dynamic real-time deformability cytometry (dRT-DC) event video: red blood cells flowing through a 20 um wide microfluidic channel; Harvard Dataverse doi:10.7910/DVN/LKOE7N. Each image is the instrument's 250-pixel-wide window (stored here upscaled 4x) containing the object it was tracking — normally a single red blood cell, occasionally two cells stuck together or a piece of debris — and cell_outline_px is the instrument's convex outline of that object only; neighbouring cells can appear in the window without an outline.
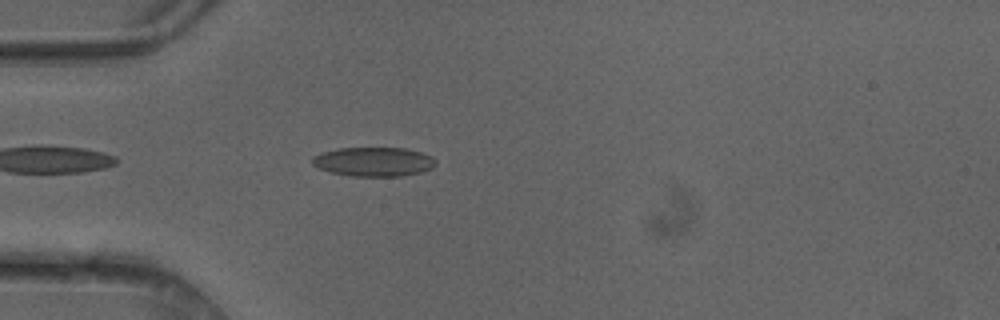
{"species": "common noctule bat (a hibernating species)", "species_latin": "Nyctalus noctula", "temperature_condition": "cold", "stored_images_in_passage": 38, "camera_frame_rate_fps": 3000, "um_per_image_px": 0.085, "animal": {"sex": "female"}, "frame": {"image": 1, "passage_image": 3, "time_ms": 0.667, "image_size_px": [1000, 320], "cell_outline_px": [[436, 164], [432, 168], [420, 172], [404, 176], [352, 176], [332, 172], [320, 168], [312, 164], [312, 156], [320, 152], [336, 148], [404, 148], [420, 152], [432, 156], [436, 160]], "centroid_in_image_um": [31.76, 13.74], "position_along_channel_um": 53.2, "area_um2": 21.04}}
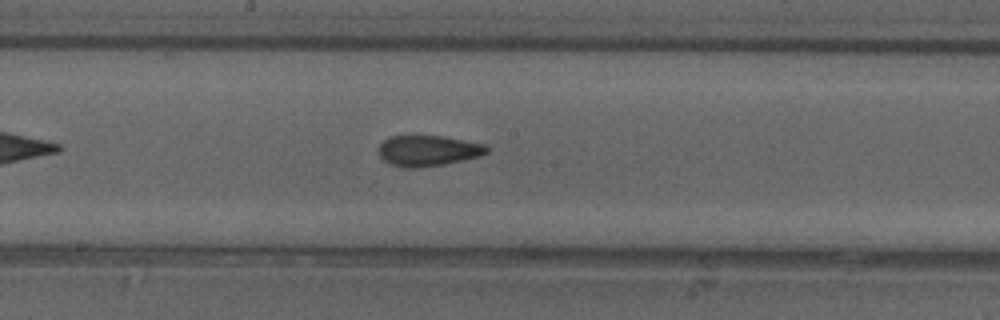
{"frame": {"image": 2, "passage_image": 15, "time_ms": 4.667, "image_size_px": [1000, 320], "cell_outline_px": [[488, 152], [480, 156], [464, 160], [444, 164], [416, 168], [404, 168], [392, 164], [384, 160], [380, 156], [380, 144], [388, 136], [444, 136], [484, 144], [488, 148]], "centroid_in_image_um": [36.4, 12.81], "position_along_channel_um": 211.8, "area_um2": 19.25}}
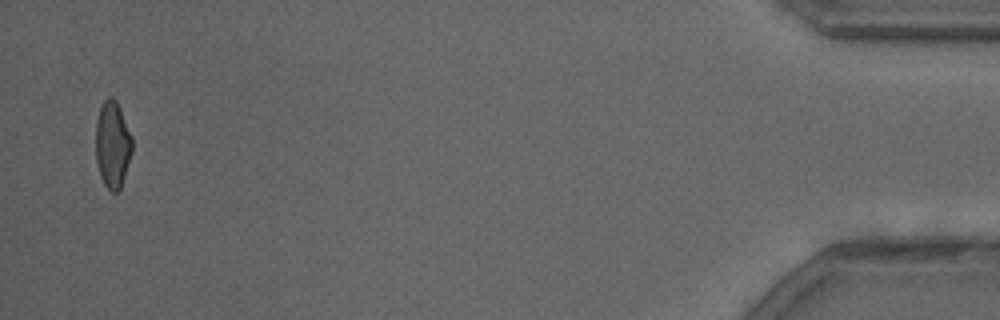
{"frame": {"image": 3, "passage_image": 37, "time_ms": 12.0, "image_size_px": [1000, 320], "cell_outline_px": [[132, 152], [120, 188], [116, 192], [112, 192], [104, 184], [100, 176], [96, 160], [96, 120], [100, 108], [104, 100], [108, 96], [112, 96], [116, 100], [132, 136]], "centroid_in_image_um": [9.56, 12.26], "position_along_channel_um": 425.6, "area_um2": 18.32}, "authors_computed_cell_mechanics": {"area_um2": 19.363, "velocity_mm_per_s": 4.1615, "shape_relaxation_time_tau1_ms": null, "shape_relaxation_time_tau2_ms": 1.9719, "deformation_change_tau1": null, "deformation_change_tau2": 0.0843}}